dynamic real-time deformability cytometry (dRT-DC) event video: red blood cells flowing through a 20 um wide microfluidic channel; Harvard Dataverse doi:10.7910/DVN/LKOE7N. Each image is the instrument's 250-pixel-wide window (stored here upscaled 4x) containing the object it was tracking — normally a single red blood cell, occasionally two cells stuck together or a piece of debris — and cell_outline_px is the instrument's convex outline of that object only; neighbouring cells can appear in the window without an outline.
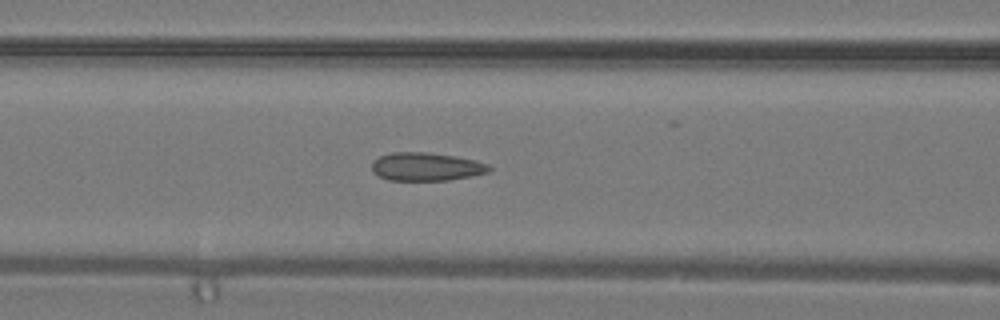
{"species": "common noctule bat (a hibernating species)", "species_latin": "Nyctalus noctula", "temperature_condition": "warm", "stored_images_in_passage": 36, "camera_frame_rate_fps": 3000, "um_per_image_px": 0.085, "animal": {"sex": "male", "body_mass_g": 19.2, "forearm_length_mm": 51.8}, "frame": {"image": 1, "passage_image": 14, "time_ms": 4.333, "image_size_px": [1000, 320], "cell_outline_px": [[492, 168], [488, 172], [472, 176], [448, 180], [388, 180], [372, 172], [372, 160], [380, 156], [392, 152], [428, 152], [456, 156], [476, 160], [488, 164]], "centroid_in_image_um": [36.23, 14.16], "position_along_channel_um": 130.4, "area_um2": 19.42}}
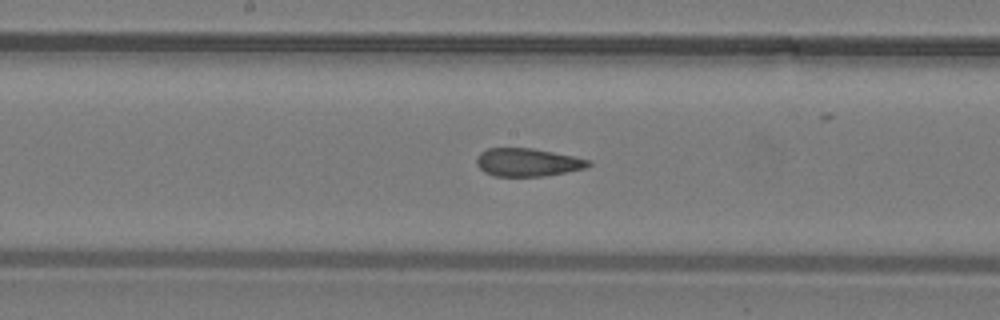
{"frame": {"image": 2, "passage_image": 18, "time_ms": 5.667, "image_size_px": [1000, 320], "cell_outline_px": [[592, 164], [584, 168], [544, 176], [492, 176], [484, 172], [476, 164], [476, 160], [480, 152], [488, 148], [532, 148], [592, 160]], "centroid_in_image_um": [44.82, 13.8], "position_along_channel_um": 203.4, "area_um2": 18.21}}
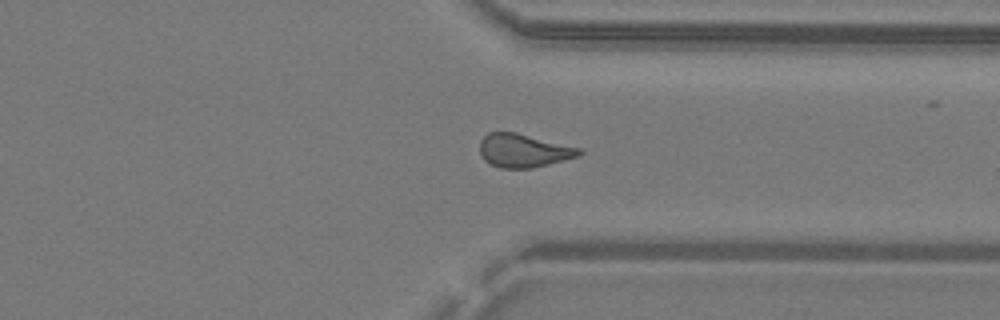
{"frame": {"image": 3, "passage_image": 27, "time_ms": 8.667, "image_size_px": [1000, 320], "cell_outline_px": [[584, 152], [580, 156], [532, 168], [500, 168], [488, 164], [484, 160], [480, 152], [480, 140], [488, 132], [516, 132], [580, 148]], "centroid_in_image_um": [44.49, 12.8], "position_along_channel_um": 366.9, "area_um2": 19.42}}